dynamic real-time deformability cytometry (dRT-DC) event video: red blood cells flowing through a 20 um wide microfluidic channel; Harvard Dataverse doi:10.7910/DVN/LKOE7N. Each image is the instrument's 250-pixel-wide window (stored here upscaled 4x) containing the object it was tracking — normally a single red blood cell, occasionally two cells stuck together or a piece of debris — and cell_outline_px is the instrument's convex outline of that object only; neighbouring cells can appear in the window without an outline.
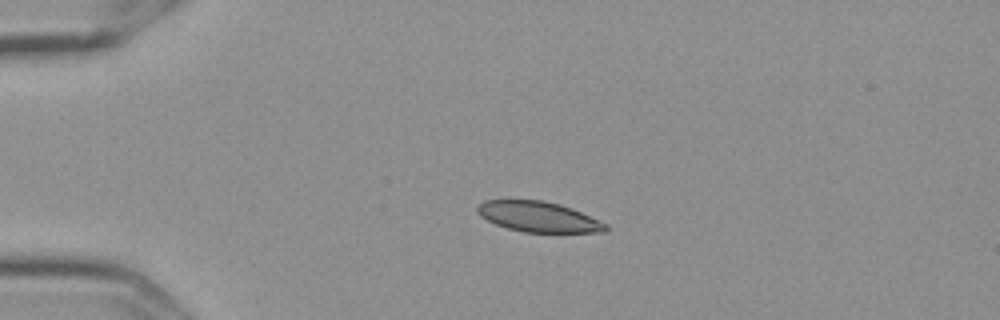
{"species": "Egyptian fruit bat (a non-hibernating species)", "species_latin": "Rousettus aegyptiacus", "temperature_condition": "cold", "stored_images_in_passage": 56, "camera_frame_rate_fps": 3000, "um_per_image_px": 0.085, "frame": {"image": 1, "passage_image": 13, "time_ms": 4.0, "image_size_px": [1000, 320], "cell_outline_px": [[608, 228], [604, 232], [524, 232], [508, 228], [496, 224], [488, 220], [476, 212], [476, 208], [484, 200], [544, 200], [560, 204], [572, 208], [608, 224]], "centroid_in_image_um": [45.78, 18.42], "position_along_channel_um": 39.2, "area_um2": 22.6}}
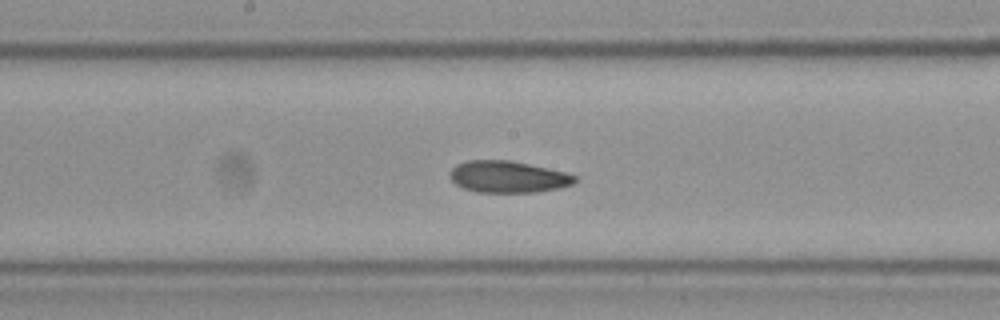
{"frame": {"image": 2, "passage_image": 30, "time_ms": 9.667, "image_size_px": [1000, 320], "cell_outline_px": [[576, 180], [572, 184], [560, 188], [536, 192], [476, 192], [464, 188], [456, 184], [452, 180], [448, 172], [456, 164], [468, 160], [508, 160], [568, 172], [576, 176]], "centroid_in_image_um": [43.17, 15.02], "position_along_channel_um": 205.0, "area_um2": 23.12}}
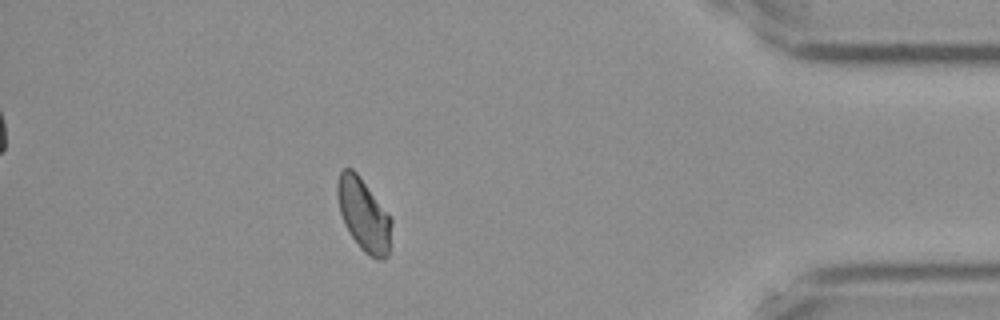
{"frame": {"image": 3, "passage_image": 50, "time_ms": 16.333, "image_size_px": [1000, 320], "cell_outline_px": [[392, 224], [388, 256], [384, 260], [376, 260], [364, 252], [360, 248], [344, 224], [340, 212], [336, 196], [336, 184], [340, 172], [344, 168], [352, 168], [360, 176], [392, 220]], "centroid_in_image_um": [30.9, 18.27], "position_along_channel_um": 404.3, "area_um2": 22.83}, "authors_computed_cell_mechanics": {"area_um2": 23.2067, "velocity_mm_per_s": 3.5869, "shape_relaxation_time_tau1_ms": 11.2428, "shape_relaxation_time_tau2_ms": 5.3224, "deformation_change_tau1": 0.144, "deformation_change_tau2": 0.0713}}